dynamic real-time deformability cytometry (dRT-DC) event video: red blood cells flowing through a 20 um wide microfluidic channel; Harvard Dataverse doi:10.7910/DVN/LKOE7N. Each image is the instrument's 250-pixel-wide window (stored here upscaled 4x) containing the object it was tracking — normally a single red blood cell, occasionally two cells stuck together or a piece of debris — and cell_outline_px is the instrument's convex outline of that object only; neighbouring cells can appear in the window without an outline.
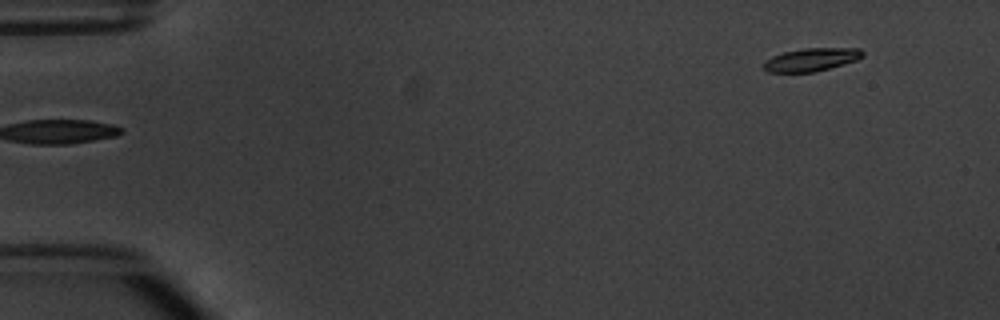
{"species": "common noctule bat (a hibernating species)", "species_latin": "Nyctalus noctula", "temperature_condition": "warm", "stored_images_in_passage": 5, "segment_of_instrument_passage": [2, 2], "camera_frame_rate_fps": 3000, "um_per_image_px": 0.085, "animal": {"sex": "male", "body_mass_g": 20.1, "forearm_length_mm": 53.5}, "frame": {"image": 1, "passage_image": 5, "time_ms": 5.333, "image_size_px": [1000, 320], "cell_outline_px": [[864, 56], [856, 60], [828, 68], [812, 72], [768, 72], [764, 68], [764, 60], [772, 56], [784, 52], [804, 48], [860, 48], [864, 52]], "centroid_in_image_um": [68.96, 5.05], "position_along_channel_um": 16.0, "area_um2": 13.18}}